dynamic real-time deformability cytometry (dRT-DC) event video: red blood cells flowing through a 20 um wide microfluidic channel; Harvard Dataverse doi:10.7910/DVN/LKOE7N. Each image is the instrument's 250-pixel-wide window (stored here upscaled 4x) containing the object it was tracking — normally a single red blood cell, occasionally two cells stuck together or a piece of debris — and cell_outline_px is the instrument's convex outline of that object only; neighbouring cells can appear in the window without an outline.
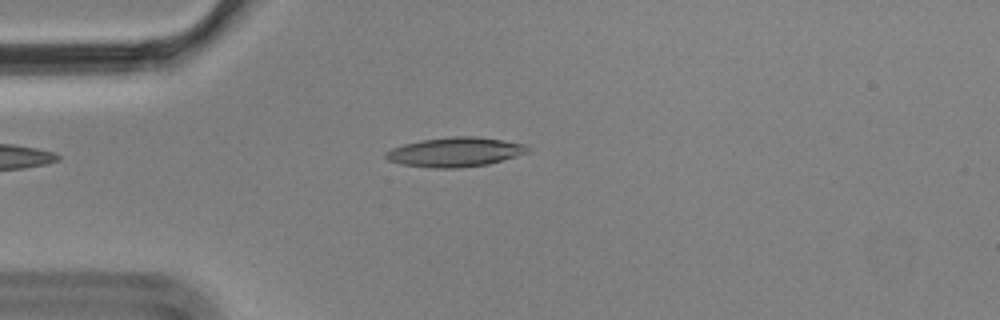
{"species": "Egyptian fruit bat (a non-hibernating species)", "species_latin": "Rousettus aegyptiacus", "temperature_condition": "cold", "stored_images_in_passage": 3, "camera_frame_rate_fps": 3000, "um_per_image_px": 0.085, "animal": {"sex": "male"}, "frame": {"image": 1, "passage_image": 2, "time_ms": 0.333, "image_size_px": [1000, 320], "cell_outline_px": [[528, 152], [516, 156], [488, 164], [456, 168], [432, 168], [400, 164], [388, 160], [384, 156], [384, 152], [392, 148], [404, 144], [420, 140], [452, 136], [476, 136], [528, 144]], "centroid_in_image_um": [38.66, 12.92], "position_along_channel_um": 46.3, "area_um2": 24.39}}